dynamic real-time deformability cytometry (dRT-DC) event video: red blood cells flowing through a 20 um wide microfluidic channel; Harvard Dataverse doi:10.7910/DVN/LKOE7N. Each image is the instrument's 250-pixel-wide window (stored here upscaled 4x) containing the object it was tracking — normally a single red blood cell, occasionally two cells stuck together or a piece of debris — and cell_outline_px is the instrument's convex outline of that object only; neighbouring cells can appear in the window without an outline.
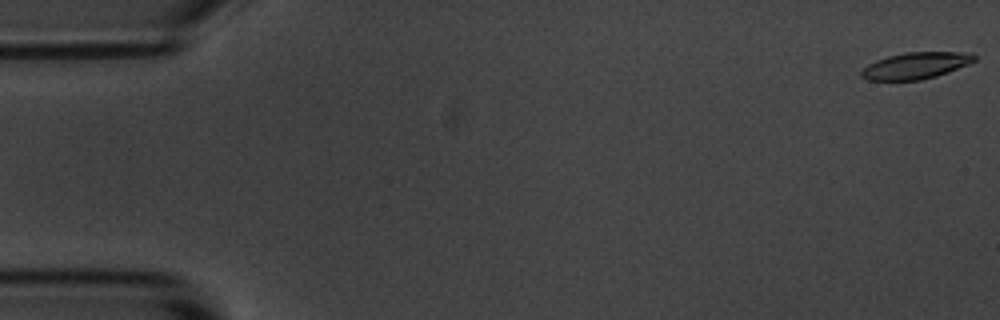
{"species": "common noctule bat (a hibernating species)", "species_latin": "Nyctalus noctula", "temperature_condition": "room temperature", "stored_images_in_passage": 55, "camera_frame_rate_fps": 3000, "um_per_image_px": 0.085, "animal": {"sex": "male", "body_mass_g": 20.1, "forearm_length_mm": 53.5}, "frame": {"image": 1, "passage_image": 1, "time_ms": 0.0, "image_size_px": [1000, 320], "cell_outline_px": [[976, 60], [968, 64], [936, 76], [920, 80], [868, 80], [860, 76], [860, 72], [868, 64], [876, 60], [888, 56], [904, 52], [972, 52], [976, 56]], "centroid_in_image_um": [77.83, 5.57], "position_along_channel_um": 7.2, "area_um2": 17.46}}
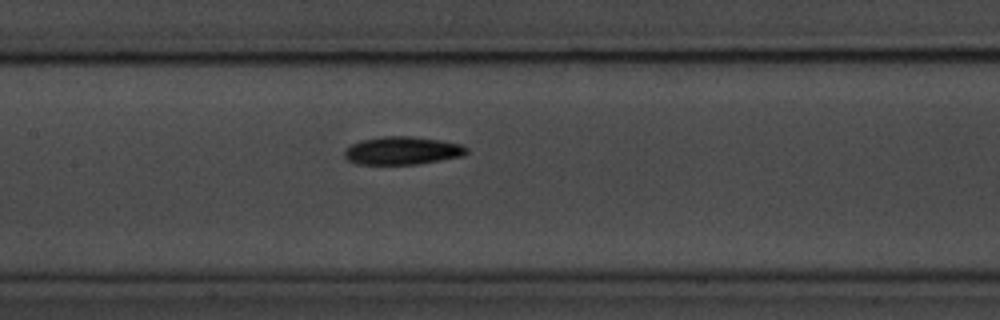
{"frame": {"image": 2, "passage_image": 26, "time_ms": 8.333, "image_size_px": [1000, 320], "cell_outline_px": [[468, 152], [464, 156], [416, 164], [356, 164], [348, 160], [344, 156], [344, 152], [352, 144], [360, 140], [380, 136], [412, 136], [440, 140], [460, 144], [468, 148]], "centroid_in_image_um": [34.2, 12.8], "position_along_channel_um": 173.2, "area_um2": 19.94}}
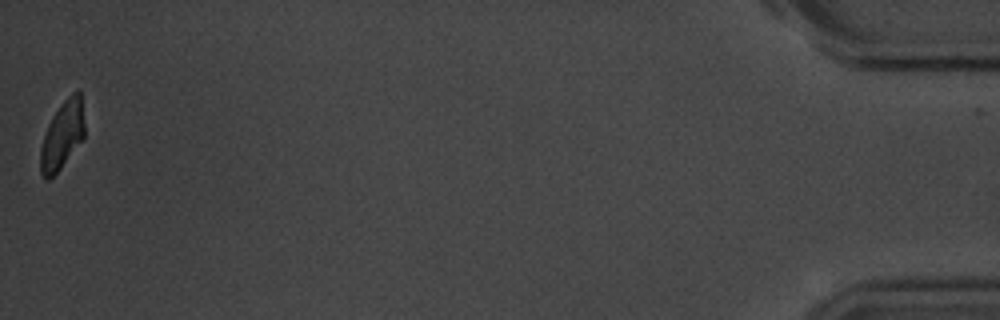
{"frame": {"image": 3, "passage_image": 55, "time_ms": 18.0, "image_size_px": [1000, 320], "cell_outline_px": [[84, 136], [60, 168], [48, 180], [44, 180], [40, 172], [40, 148], [48, 124], [52, 116], [64, 100], [72, 92], [80, 92], [84, 124]], "centroid_in_image_um": [5.26, 11.5], "position_along_channel_um": 429.9, "area_um2": 17.05}, "authors_computed_cell_mechanics": {"area_um2": 19.074, "velocity_mm_per_s": 3.6526, "shape_relaxation_time_tau1_ms": 2.3946, "shape_relaxation_time_tau2_ms": null, "deformation_change_tau1": 0.1177, "deformation_change_tau2": null}}